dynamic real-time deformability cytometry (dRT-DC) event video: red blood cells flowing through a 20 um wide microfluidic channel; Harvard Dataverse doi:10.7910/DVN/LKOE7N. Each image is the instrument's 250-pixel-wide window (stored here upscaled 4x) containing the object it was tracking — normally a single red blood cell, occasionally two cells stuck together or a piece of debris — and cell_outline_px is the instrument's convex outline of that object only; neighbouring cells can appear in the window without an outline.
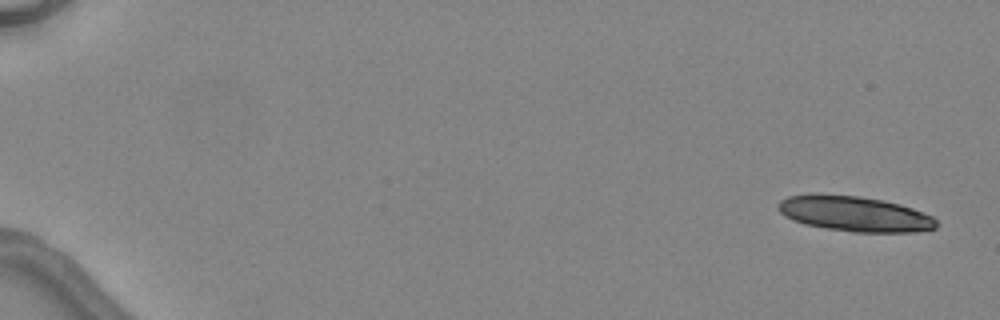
{"species": "common noctule bat (a hibernating species)", "species_latin": "Nyctalus noctula", "temperature_condition": "warm", "stored_images_in_passage": 2, "camera_frame_rate_fps": 3000, "um_per_image_px": 0.085, "animal": {"sex": "female", "body_mass_g": 24.6, "forearm_length_mm": 56.2}, "frame": {"image": 1, "passage_image": 1, "time_ms": 0.0, "image_size_px": [1000, 320], "cell_outline_px": [[936, 228], [916, 232], [852, 232], [804, 224], [784, 216], [776, 208], [776, 204], [780, 200], [788, 196], [808, 192], [816, 192], [860, 196], [884, 200], [900, 204], [912, 208], [932, 216], [936, 220]], "centroid_in_image_um": [72.57, 18.14], "position_along_channel_um": 12.4, "area_um2": 33.06}}